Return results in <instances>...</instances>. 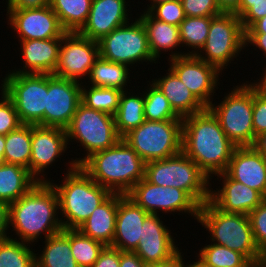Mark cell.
I'll use <instances>...</instances> for the list:
<instances>
[{"instance_id": "obj_53", "label": "cell", "mask_w": 266, "mask_h": 267, "mask_svg": "<svg viewBox=\"0 0 266 267\" xmlns=\"http://www.w3.org/2000/svg\"><path fill=\"white\" fill-rule=\"evenodd\" d=\"M245 34H266V16L257 20Z\"/></svg>"}, {"instance_id": "obj_5", "label": "cell", "mask_w": 266, "mask_h": 267, "mask_svg": "<svg viewBox=\"0 0 266 267\" xmlns=\"http://www.w3.org/2000/svg\"><path fill=\"white\" fill-rule=\"evenodd\" d=\"M197 221L208 231L212 243L243 254L251 263L266 259L254 241L248 215L222 212L208 200L200 206Z\"/></svg>"}, {"instance_id": "obj_18", "label": "cell", "mask_w": 266, "mask_h": 267, "mask_svg": "<svg viewBox=\"0 0 266 267\" xmlns=\"http://www.w3.org/2000/svg\"><path fill=\"white\" fill-rule=\"evenodd\" d=\"M7 10L8 25L19 40L62 38L66 31L51 6Z\"/></svg>"}, {"instance_id": "obj_35", "label": "cell", "mask_w": 266, "mask_h": 267, "mask_svg": "<svg viewBox=\"0 0 266 267\" xmlns=\"http://www.w3.org/2000/svg\"><path fill=\"white\" fill-rule=\"evenodd\" d=\"M81 84V103L94 110L115 115L122 91L116 88L87 86ZM87 88V89H86Z\"/></svg>"}, {"instance_id": "obj_19", "label": "cell", "mask_w": 266, "mask_h": 267, "mask_svg": "<svg viewBox=\"0 0 266 267\" xmlns=\"http://www.w3.org/2000/svg\"><path fill=\"white\" fill-rule=\"evenodd\" d=\"M161 217L159 214H148L142 225L139 245L134 252L146 265L167 261L181 251Z\"/></svg>"}, {"instance_id": "obj_4", "label": "cell", "mask_w": 266, "mask_h": 267, "mask_svg": "<svg viewBox=\"0 0 266 267\" xmlns=\"http://www.w3.org/2000/svg\"><path fill=\"white\" fill-rule=\"evenodd\" d=\"M67 168L62 184L53 183L55 180L51 179L48 182L54 187L58 196L63 228L77 229L112 193L95 182L73 160L69 162Z\"/></svg>"}, {"instance_id": "obj_22", "label": "cell", "mask_w": 266, "mask_h": 267, "mask_svg": "<svg viewBox=\"0 0 266 267\" xmlns=\"http://www.w3.org/2000/svg\"><path fill=\"white\" fill-rule=\"evenodd\" d=\"M225 173L264 196L266 158L253 146L236 147Z\"/></svg>"}, {"instance_id": "obj_50", "label": "cell", "mask_w": 266, "mask_h": 267, "mask_svg": "<svg viewBox=\"0 0 266 267\" xmlns=\"http://www.w3.org/2000/svg\"><path fill=\"white\" fill-rule=\"evenodd\" d=\"M9 228V205L0 201V239L8 237Z\"/></svg>"}, {"instance_id": "obj_12", "label": "cell", "mask_w": 266, "mask_h": 267, "mask_svg": "<svg viewBox=\"0 0 266 267\" xmlns=\"http://www.w3.org/2000/svg\"><path fill=\"white\" fill-rule=\"evenodd\" d=\"M98 43L101 58L127 65L130 69L137 62L157 63L149 48L146 28L139 17L112 30Z\"/></svg>"}, {"instance_id": "obj_23", "label": "cell", "mask_w": 266, "mask_h": 267, "mask_svg": "<svg viewBox=\"0 0 266 267\" xmlns=\"http://www.w3.org/2000/svg\"><path fill=\"white\" fill-rule=\"evenodd\" d=\"M148 214L126 195L118 193L116 229L111 246L120 251L134 252L139 245L142 225Z\"/></svg>"}, {"instance_id": "obj_8", "label": "cell", "mask_w": 266, "mask_h": 267, "mask_svg": "<svg viewBox=\"0 0 266 267\" xmlns=\"http://www.w3.org/2000/svg\"><path fill=\"white\" fill-rule=\"evenodd\" d=\"M233 86L223 101L208 107L217 117L222 130L237 147L252 146L255 142L253 130V86L246 81ZM218 105V106H216Z\"/></svg>"}, {"instance_id": "obj_10", "label": "cell", "mask_w": 266, "mask_h": 267, "mask_svg": "<svg viewBox=\"0 0 266 267\" xmlns=\"http://www.w3.org/2000/svg\"><path fill=\"white\" fill-rule=\"evenodd\" d=\"M244 49L245 32L240 18L233 12H222L212 17L206 42L196 56L223 72Z\"/></svg>"}, {"instance_id": "obj_59", "label": "cell", "mask_w": 266, "mask_h": 267, "mask_svg": "<svg viewBox=\"0 0 266 267\" xmlns=\"http://www.w3.org/2000/svg\"><path fill=\"white\" fill-rule=\"evenodd\" d=\"M248 267H266V259L257 263H251Z\"/></svg>"}, {"instance_id": "obj_2", "label": "cell", "mask_w": 266, "mask_h": 267, "mask_svg": "<svg viewBox=\"0 0 266 267\" xmlns=\"http://www.w3.org/2000/svg\"><path fill=\"white\" fill-rule=\"evenodd\" d=\"M59 215L56 190L49 182H37L9 205V227L19 237L12 239L32 244L59 233L64 229Z\"/></svg>"}, {"instance_id": "obj_39", "label": "cell", "mask_w": 266, "mask_h": 267, "mask_svg": "<svg viewBox=\"0 0 266 267\" xmlns=\"http://www.w3.org/2000/svg\"><path fill=\"white\" fill-rule=\"evenodd\" d=\"M70 247L79 267H92L105 245L82 234L78 229H70Z\"/></svg>"}, {"instance_id": "obj_17", "label": "cell", "mask_w": 266, "mask_h": 267, "mask_svg": "<svg viewBox=\"0 0 266 267\" xmlns=\"http://www.w3.org/2000/svg\"><path fill=\"white\" fill-rule=\"evenodd\" d=\"M81 84L78 81L48 74L45 126L66 129L81 103Z\"/></svg>"}, {"instance_id": "obj_16", "label": "cell", "mask_w": 266, "mask_h": 267, "mask_svg": "<svg viewBox=\"0 0 266 267\" xmlns=\"http://www.w3.org/2000/svg\"><path fill=\"white\" fill-rule=\"evenodd\" d=\"M67 149L69 148L66 129L32 124L29 173L38 182H48L44 170L53 166L55 161L58 162L57 158L64 155Z\"/></svg>"}, {"instance_id": "obj_60", "label": "cell", "mask_w": 266, "mask_h": 267, "mask_svg": "<svg viewBox=\"0 0 266 267\" xmlns=\"http://www.w3.org/2000/svg\"><path fill=\"white\" fill-rule=\"evenodd\" d=\"M263 199L266 200V186H265V194L263 196Z\"/></svg>"}, {"instance_id": "obj_38", "label": "cell", "mask_w": 266, "mask_h": 267, "mask_svg": "<svg viewBox=\"0 0 266 267\" xmlns=\"http://www.w3.org/2000/svg\"><path fill=\"white\" fill-rule=\"evenodd\" d=\"M150 85V86H149ZM144 90V118L150 121L182 120L172 109L161 90L149 81Z\"/></svg>"}, {"instance_id": "obj_13", "label": "cell", "mask_w": 266, "mask_h": 267, "mask_svg": "<svg viewBox=\"0 0 266 267\" xmlns=\"http://www.w3.org/2000/svg\"><path fill=\"white\" fill-rule=\"evenodd\" d=\"M126 196L149 214L180 212L198 220L200 206L182 189L151 184L143 178Z\"/></svg>"}, {"instance_id": "obj_41", "label": "cell", "mask_w": 266, "mask_h": 267, "mask_svg": "<svg viewBox=\"0 0 266 267\" xmlns=\"http://www.w3.org/2000/svg\"><path fill=\"white\" fill-rule=\"evenodd\" d=\"M234 13L240 18L246 32L257 20L266 16V0H241Z\"/></svg>"}, {"instance_id": "obj_57", "label": "cell", "mask_w": 266, "mask_h": 267, "mask_svg": "<svg viewBox=\"0 0 266 267\" xmlns=\"http://www.w3.org/2000/svg\"><path fill=\"white\" fill-rule=\"evenodd\" d=\"M165 1H169V0H148V2L151 3V4H147L148 7H147V9L145 7L144 11H149L154 5H156L158 3H161V2H165Z\"/></svg>"}, {"instance_id": "obj_9", "label": "cell", "mask_w": 266, "mask_h": 267, "mask_svg": "<svg viewBox=\"0 0 266 267\" xmlns=\"http://www.w3.org/2000/svg\"><path fill=\"white\" fill-rule=\"evenodd\" d=\"M122 139L145 163L162 160L182 151V120H145Z\"/></svg>"}, {"instance_id": "obj_15", "label": "cell", "mask_w": 266, "mask_h": 267, "mask_svg": "<svg viewBox=\"0 0 266 267\" xmlns=\"http://www.w3.org/2000/svg\"><path fill=\"white\" fill-rule=\"evenodd\" d=\"M169 68L179 77L194 96L208 108L219 85L222 72L196 55H184L167 60ZM212 100V101H211Z\"/></svg>"}, {"instance_id": "obj_25", "label": "cell", "mask_w": 266, "mask_h": 267, "mask_svg": "<svg viewBox=\"0 0 266 267\" xmlns=\"http://www.w3.org/2000/svg\"><path fill=\"white\" fill-rule=\"evenodd\" d=\"M142 12H140V16L138 14V17L146 28L149 48L152 56L156 60H159L162 51V53H164V51L166 53L168 50L169 52L171 50L168 60L186 55L184 51H173L175 48L177 50L182 45L178 26L159 21L148 11L142 10Z\"/></svg>"}, {"instance_id": "obj_21", "label": "cell", "mask_w": 266, "mask_h": 267, "mask_svg": "<svg viewBox=\"0 0 266 267\" xmlns=\"http://www.w3.org/2000/svg\"><path fill=\"white\" fill-rule=\"evenodd\" d=\"M216 176L221 178L222 187L217 191L210 188L209 201L222 212L248 215L264 200L258 191L231 179L225 172Z\"/></svg>"}, {"instance_id": "obj_42", "label": "cell", "mask_w": 266, "mask_h": 267, "mask_svg": "<svg viewBox=\"0 0 266 267\" xmlns=\"http://www.w3.org/2000/svg\"><path fill=\"white\" fill-rule=\"evenodd\" d=\"M248 216L254 241L260 252L266 257V200H263Z\"/></svg>"}, {"instance_id": "obj_34", "label": "cell", "mask_w": 266, "mask_h": 267, "mask_svg": "<svg viewBox=\"0 0 266 267\" xmlns=\"http://www.w3.org/2000/svg\"><path fill=\"white\" fill-rule=\"evenodd\" d=\"M212 17L186 16L180 23L179 33L182 47L185 46L187 48L188 46V49H192L189 52H185L186 55H196L204 46L208 37Z\"/></svg>"}, {"instance_id": "obj_47", "label": "cell", "mask_w": 266, "mask_h": 267, "mask_svg": "<svg viewBox=\"0 0 266 267\" xmlns=\"http://www.w3.org/2000/svg\"><path fill=\"white\" fill-rule=\"evenodd\" d=\"M7 9L40 8L50 5V0H6Z\"/></svg>"}, {"instance_id": "obj_31", "label": "cell", "mask_w": 266, "mask_h": 267, "mask_svg": "<svg viewBox=\"0 0 266 267\" xmlns=\"http://www.w3.org/2000/svg\"><path fill=\"white\" fill-rule=\"evenodd\" d=\"M127 65L107 61L99 56L91 67L87 82L91 86L116 88L125 91L130 81V72ZM127 86V88H125Z\"/></svg>"}, {"instance_id": "obj_36", "label": "cell", "mask_w": 266, "mask_h": 267, "mask_svg": "<svg viewBox=\"0 0 266 267\" xmlns=\"http://www.w3.org/2000/svg\"><path fill=\"white\" fill-rule=\"evenodd\" d=\"M199 250L197 260L206 267H248L251 264L243 254L212 242Z\"/></svg>"}, {"instance_id": "obj_49", "label": "cell", "mask_w": 266, "mask_h": 267, "mask_svg": "<svg viewBox=\"0 0 266 267\" xmlns=\"http://www.w3.org/2000/svg\"><path fill=\"white\" fill-rule=\"evenodd\" d=\"M251 45L258 48L261 52V55L266 57V34H245V47H251Z\"/></svg>"}, {"instance_id": "obj_43", "label": "cell", "mask_w": 266, "mask_h": 267, "mask_svg": "<svg viewBox=\"0 0 266 267\" xmlns=\"http://www.w3.org/2000/svg\"><path fill=\"white\" fill-rule=\"evenodd\" d=\"M0 135H7L9 132L16 130L23 123L21 122L16 111L13 101L0 90Z\"/></svg>"}, {"instance_id": "obj_54", "label": "cell", "mask_w": 266, "mask_h": 267, "mask_svg": "<svg viewBox=\"0 0 266 267\" xmlns=\"http://www.w3.org/2000/svg\"><path fill=\"white\" fill-rule=\"evenodd\" d=\"M264 72L261 74V80L260 77L259 79L257 78V81L255 82H250V84L255 88V90L262 95L263 97L266 98V66L263 70Z\"/></svg>"}, {"instance_id": "obj_44", "label": "cell", "mask_w": 266, "mask_h": 267, "mask_svg": "<svg viewBox=\"0 0 266 267\" xmlns=\"http://www.w3.org/2000/svg\"><path fill=\"white\" fill-rule=\"evenodd\" d=\"M185 16L207 17L222 13L216 0H180Z\"/></svg>"}, {"instance_id": "obj_1", "label": "cell", "mask_w": 266, "mask_h": 267, "mask_svg": "<svg viewBox=\"0 0 266 267\" xmlns=\"http://www.w3.org/2000/svg\"><path fill=\"white\" fill-rule=\"evenodd\" d=\"M236 147L209 108L182 119V152L210 180L216 174L226 171Z\"/></svg>"}, {"instance_id": "obj_11", "label": "cell", "mask_w": 266, "mask_h": 267, "mask_svg": "<svg viewBox=\"0 0 266 267\" xmlns=\"http://www.w3.org/2000/svg\"><path fill=\"white\" fill-rule=\"evenodd\" d=\"M1 82L22 123L45 126L48 74L7 73Z\"/></svg>"}, {"instance_id": "obj_52", "label": "cell", "mask_w": 266, "mask_h": 267, "mask_svg": "<svg viewBox=\"0 0 266 267\" xmlns=\"http://www.w3.org/2000/svg\"><path fill=\"white\" fill-rule=\"evenodd\" d=\"M241 0H216L222 12H235Z\"/></svg>"}, {"instance_id": "obj_37", "label": "cell", "mask_w": 266, "mask_h": 267, "mask_svg": "<svg viewBox=\"0 0 266 267\" xmlns=\"http://www.w3.org/2000/svg\"><path fill=\"white\" fill-rule=\"evenodd\" d=\"M30 245L11 236L0 239V267H36V253Z\"/></svg>"}, {"instance_id": "obj_48", "label": "cell", "mask_w": 266, "mask_h": 267, "mask_svg": "<svg viewBox=\"0 0 266 267\" xmlns=\"http://www.w3.org/2000/svg\"><path fill=\"white\" fill-rule=\"evenodd\" d=\"M120 267H147V265L135 252L120 251Z\"/></svg>"}, {"instance_id": "obj_30", "label": "cell", "mask_w": 266, "mask_h": 267, "mask_svg": "<svg viewBox=\"0 0 266 267\" xmlns=\"http://www.w3.org/2000/svg\"><path fill=\"white\" fill-rule=\"evenodd\" d=\"M128 90L122 91L119 106L114 115L116 129L121 138L145 121L144 91L137 92L138 95H136Z\"/></svg>"}, {"instance_id": "obj_40", "label": "cell", "mask_w": 266, "mask_h": 267, "mask_svg": "<svg viewBox=\"0 0 266 267\" xmlns=\"http://www.w3.org/2000/svg\"><path fill=\"white\" fill-rule=\"evenodd\" d=\"M148 12L155 19L178 27L186 17L180 0H169L158 3Z\"/></svg>"}, {"instance_id": "obj_3", "label": "cell", "mask_w": 266, "mask_h": 267, "mask_svg": "<svg viewBox=\"0 0 266 267\" xmlns=\"http://www.w3.org/2000/svg\"><path fill=\"white\" fill-rule=\"evenodd\" d=\"M145 164L121 138L113 147L93 153L80 167L111 193L126 195L145 178Z\"/></svg>"}, {"instance_id": "obj_6", "label": "cell", "mask_w": 266, "mask_h": 267, "mask_svg": "<svg viewBox=\"0 0 266 267\" xmlns=\"http://www.w3.org/2000/svg\"><path fill=\"white\" fill-rule=\"evenodd\" d=\"M145 179L151 184L184 190L199 206L210 199V178L182 151L145 164Z\"/></svg>"}, {"instance_id": "obj_14", "label": "cell", "mask_w": 266, "mask_h": 267, "mask_svg": "<svg viewBox=\"0 0 266 267\" xmlns=\"http://www.w3.org/2000/svg\"><path fill=\"white\" fill-rule=\"evenodd\" d=\"M99 56L97 41L78 32H66L61 38L58 63L53 75L82 83Z\"/></svg>"}, {"instance_id": "obj_28", "label": "cell", "mask_w": 266, "mask_h": 267, "mask_svg": "<svg viewBox=\"0 0 266 267\" xmlns=\"http://www.w3.org/2000/svg\"><path fill=\"white\" fill-rule=\"evenodd\" d=\"M44 243L41 253L35 254L36 267H79L71 254L70 229L49 236Z\"/></svg>"}, {"instance_id": "obj_7", "label": "cell", "mask_w": 266, "mask_h": 267, "mask_svg": "<svg viewBox=\"0 0 266 267\" xmlns=\"http://www.w3.org/2000/svg\"><path fill=\"white\" fill-rule=\"evenodd\" d=\"M67 141L80 143L86 155L72 159L80 166L93 153L113 147L120 139L113 115L94 110L80 103L66 128ZM74 139V140H73Z\"/></svg>"}, {"instance_id": "obj_55", "label": "cell", "mask_w": 266, "mask_h": 267, "mask_svg": "<svg viewBox=\"0 0 266 267\" xmlns=\"http://www.w3.org/2000/svg\"><path fill=\"white\" fill-rule=\"evenodd\" d=\"M252 146L266 158V133L258 135Z\"/></svg>"}, {"instance_id": "obj_51", "label": "cell", "mask_w": 266, "mask_h": 267, "mask_svg": "<svg viewBox=\"0 0 266 267\" xmlns=\"http://www.w3.org/2000/svg\"><path fill=\"white\" fill-rule=\"evenodd\" d=\"M182 252H178L172 258L161 263L148 264L147 267H187V263H184V257ZM184 260V261H183Z\"/></svg>"}, {"instance_id": "obj_45", "label": "cell", "mask_w": 266, "mask_h": 267, "mask_svg": "<svg viewBox=\"0 0 266 267\" xmlns=\"http://www.w3.org/2000/svg\"><path fill=\"white\" fill-rule=\"evenodd\" d=\"M252 122L255 139L258 135L266 133V98L260 95L254 87Z\"/></svg>"}, {"instance_id": "obj_29", "label": "cell", "mask_w": 266, "mask_h": 267, "mask_svg": "<svg viewBox=\"0 0 266 267\" xmlns=\"http://www.w3.org/2000/svg\"><path fill=\"white\" fill-rule=\"evenodd\" d=\"M37 182L27 168L7 163L0 165V201L12 204Z\"/></svg>"}, {"instance_id": "obj_46", "label": "cell", "mask_w": 266, "mask_h": 267, "mask_svg": "<svg viewBox=\"0 0 266 267\" xmlns=\"http://www.w3.org/2000/svg\"><path fill=\"white\" fill-rule=\"evenodd\" d=\"M92 267H120V250L105 246Z\"/></svg>"}, {"instance_id": "obj_27", "label": "cell", "mask_w": 266, "mask_h": 267, "mask_svg": "<svg viewBox=\"0 0 266 267\" xmlns=\"http://www.w3.org/2000/svg\"><path fill=\"white\" fill-rule=\"evenodd\" d=\"M152 83L161 90L174 112L182 119L206 109L170 68L164 76L152 79Z\"/></svg>"}, {"instance_id": "obj_26", "label": "cell", "mask_w": 266, "mask_h": 267, "mask_svg": "<svg viewBox=\"0 0 266 267\" xmlns=\"http://www.w3.org/2000/svg\"><path fill=\"white\" fill-rule=\"evenodd\" d=\"M118 193H112L77 229L84 235L111 246L116 229Z\"/></svg>"}, {"instance_id": "obj_58", "label": "cell", "mask_w": 266, "mask_h": 267, "mask_svg": "<svg viewBox=\"0 0 266 267\" xmlns=\"http://www.w3.org/2000/svg\"><path fill=\"white\" fill-rule=\"evenodd\" d=\"M189 262H190V264L187 263V267H206L197 259H196V262L195 261H193L192 263H191V261H189Z\"/></svg>"}, {"instance_id": "obj_33", "label": "cell", "mask_w": 266, "mask_h": 267, "mask_svg": "<svg viewBox=\"0 0 266 267\" xmlns=\"http://www.w3.org/2000/svg\"><path fill=\"white\" fill-rule=\"evenodd\" d=\"M92 1L50 0V6L66 32H78L87 21Z\"/></svg>"}, {"instance_id": "obj_56", "label": "cell", "mask_w": 266, "mask_h": 267, "mask_svg": "<svg viewBox=\"0 0 266 267\" xmlns=\"http://www.w3.org/2000/svg\"><path fill=\"white\" fill-rule=\"evenodd\" d=\"M4 152H5V136L0 135V165L4 164Z\"/></svg>"}, {"instance_id": "obj_20", "label": "cell", "mask_w": 266, "mask_h": 267, "mask_svg": "<svg viewBox=\"0 0 266 267\" xmlns=\"http://www.w3.org/2000/svg\"><path fill=\"white\" fill-rule=\"evenodd\" d=\"M128 0H93L86 23L78 31L84 37L99 41L112 30L130 21ZM129 17V18H128Z\"/></svg>"}, {"instance_id": "obj_24", "label": "cell", "mask_w": 266, "mask_h": 267, "mask_svg": "<svg viewBox=\"0 0 266 267\" xmlns=\"http://www.w3.org/2000/svg\"><path fill=\"white\" fill-rule=\"evenodd\" d=\"M23 67L8 73H35L53 75L57 63L61 38L19 40Z\"/></svg>"}, {"instance_id": "obj_32", "label": "cell", "mask_w": 266, "mask_h": 267, "mask_svg": "<svg viewBox=\"0 0 266 267\" xmlns=\"http://www.w3.org/2000/svg\"><path fill=\"white\" fill-rule=\"evenodd\" d=\"M32 124H22L5 135L4 162L29 170L31 157Z\"/></svg>"}]
</instances>
